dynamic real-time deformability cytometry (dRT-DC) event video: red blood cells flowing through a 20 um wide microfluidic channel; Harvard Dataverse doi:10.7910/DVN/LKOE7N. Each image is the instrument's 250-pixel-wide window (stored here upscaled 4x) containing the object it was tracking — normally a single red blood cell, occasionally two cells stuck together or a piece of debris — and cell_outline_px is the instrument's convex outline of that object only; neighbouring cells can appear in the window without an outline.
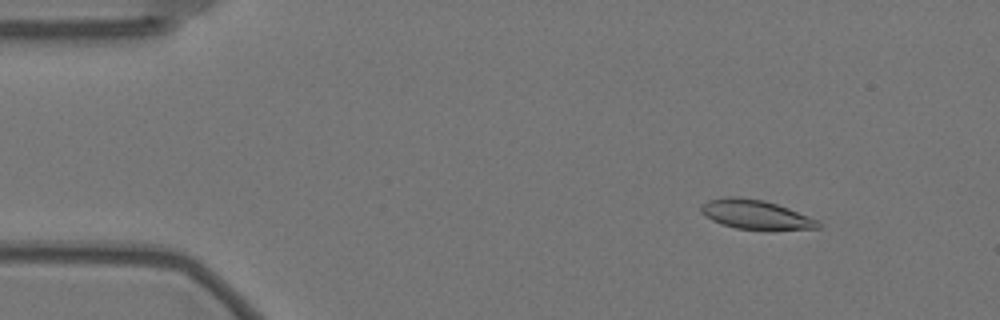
{"species": "Egyptian fruit bat (a non-hibernating species)", "species_latin": "Rousettus aegyptiacus", "temperature_condition": "warm", "stored_images_in_passage": 55, "camera_frame_rate_fps": 3000, "um_per_image_px": 0.085, "animal": {"sex": "female"}, "frame": {"image": 1, "passage_image": 7, "time_ms": 2.0, "image_size_px": [1000, 320], "cell_outline_px": [[820, 228], [768, 232], [736, 228], [720, 224], [704, 216], [700, 212], [700, 204], [708, 200], [728, 196], [736, 196], [764, 200], [788, 208], [808, 216], [816, 220], [820, 224]], "centroid_in_image_um": [64.21, 18.27], "position_along_channel_um": 20.8, "area_um2": 20.63}}
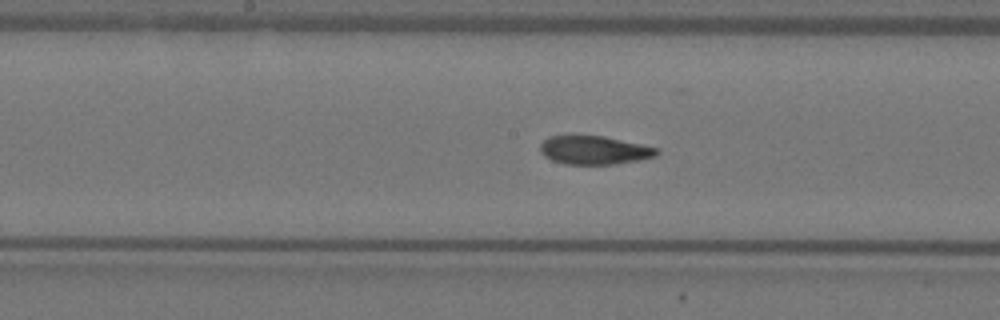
{"frame": {"image": 2, "passage_image": 29, "time_ms": 9.333, "image_size_px": [1000, 320], "cell_outline_px": [[660, 152], [656, 156], [640, 160], [616, 164], [564, 164], [552, 160], [544, 156], [540, 152], [540, 144], [548, 136], [604, 136], [660, 148]], "centroid_in_image_um": [50.54, 12.77], "position_along_channel_um": 197.7, "area_um2": 19.48}}
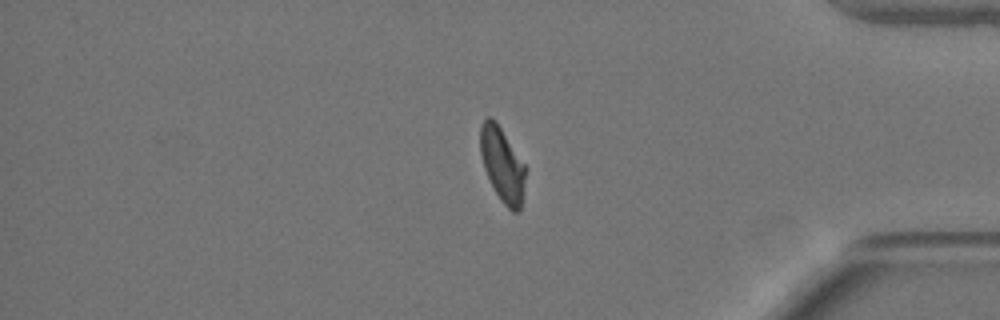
{"frame": {"image": 3, "passage_image": 48, "time_ms": 15.667, "image_size_px": [1000, 320], "cell_outline_px": [[528, 168], [520, 212], [512, 212], [500, 200], [484, 168], [480, 152], [480, 124], [488, 116], [496, 120]], "centroid_in_image_um": [42.73, 13.99], "position_along_channel_um": 392.5, "area_um2": 19.94}, "authors_computed_cell_mechanics": {"area_um2": 20.2878, "velocity_mm_per_s": 3.5093, "shape_relaxation_time_tau1_ms": 9.5799, "shape_relaxation_time_tau2_ms": 1.6679, "deformation_change_tau1": 0.2428, "deformation_change_tau2": 0.0693}}